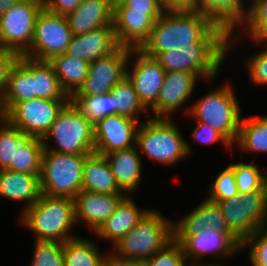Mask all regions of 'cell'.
<instances>
[{
	"instance_id": "d6986e66",
	"label": "cell",
	"mask_w": 267,
	"mask_h": 266,
	"mask_svg": "<svg viewBox=\"0 0 267 266\" xmlns=\"http://www.w3.org/2000/svg\"><path fill=\"white\" fill-rule=\"evenodd\" d=\"M133 197L135 196L127 195L117 206L115 212L94 233L96 239L98 238L97 241L101 239V242L109 243V249L131 231L151 209L150 206L149 208L139 206Z\"/></svg>"
},
{
	"instance_id": "30bf717a",
	"label": "cell",
	"mask_w": 267,
	"mask_h": 266,
	"mask_svg": "<svg viewBox=\"0 0 267 266\" xmlns=\"http://www.w3.org/2000/svg\"><path fill=\"white\" fill-rule=\"evenodd\" d=\"M217 204L227 227L241 242L267 227V190L242 193Z\"/></svg>"
},
{
	"instance_id": "6da1fadb",
	"label": "cell",
	"mask_w": 267,
	"mask_h": 266,
	"mask_svg": "<svg viewBox=\"0 0 267 266\" xmlns=\"http://www.w3.org/2000/svg\"><path fill=\"white\" fill-rule=\"evenodd\" d=\"M229 35L222 26L215 25L199 42L160 53L155 59L166 72L195 73L204 84L224 72L222 67L226 60L229 62Z\"/></svg>"
},
{
	"instance_id": "bcb514c9",
	"label": "cell",
	"mask_w": 267,
	"mask_h": 266,
	"mask_svg": "<svg viewBox=\"0 0 267 266\" xmlns=\"http://www.w3.org/2000/svg\"><path fill=\"white\" fill-rule=\"evenodd\" d=\"M18 57L13 51L0 48V100L8 83L10 69L18 60Z\"/></svg>"
},
{
	"instance_id": "f6af8a7d",
	"label": "cell",
	"mask_w": 267,
	"mask_h": 266,
	"mask_svg": "<svg viewBox=\"0 0 267 266\" xmlns=\"http://www.w3.org/2000/svg\"><path fill=\"white\" fill-rule=\"evenodd\" d=\"M113 11H145L155 20L164 12L159 0H114Z\"/></svg>"
},
{
	"instance_id": "4316f807",
	"label": "cell",
	"mask_w": 267,
	"mask_h": 266,
	"mask_svg": "<svg viewBox=\"0 0 267 266\" xmlns=\"http://www.w3.org/2000/svg\"><path fill=\"white\" fill-rule=\"evenodd\" d=\"M247 2L248 0H193L192 9L199 11L231 34L245 20Z\"/></svg>"
},
{
	"instance_id": "836d02e7",
	"label": "cell",
	"mask_w": 267,
	"mask_h": 266,
	"mask_svg": "<svg viewBox=\"0 0 267 266\" xmlns=\"http://www.w3.org/2000/svg\"><path fill=\"white\" fill-rule=\"evenodd\" d=\"M111 92L113 93V115L126 116L138 122L151 118L149 110L140 101L127 76L119 81L111 89ZM141 115L144 116V119Z\"/></svg>"
},
{
	"instance_id": "3957f363",
	"label": "cell",
	"mask_w": 267,
	"mask_h": 266,
	"mask_svg": "<svg viewBox=\"0 0 267 266\" xmlns=\"http://www.w3.org/2000/svg\"><path fill=\"white\" fill-rule=\"evenodd\" d=\"M215 24L196 10L164 11L142 45L146 55L155 58L168 50L182 49L199 42Z\"/></svg>"
},
{
	"instance_id": "4fadbf2b",
	"label": "cell",
	"mask_w": 267,
	"mask_h": 266,
	"mask_svg": "<svg viewBox=\"0 0 267 266\" xmlns=\"http://www.w3.org/2000/svg\"><path fill=\"white\" fill-rule=\"evenodd\" d=\"M202 82L195 73L166 72L157 102L149 109L151 118L174 119L178 112L187 115L193 100L191 98L198 88L196 86Z\"/></svg>"
},
{
	"instance_id": "7bdbcfd3",
	"label": "cell",
	"mask_w": 267,
	"mask_h": 266,
	"mask_svg": "<svg viewBox=\"0 0 267 266\" xmlns=\"http://www.w3.org/2000/svg\"><path fill=\"white\" fill-rule=\"evenodd\" d=\"M143 266H191L183 254L182 247L174 239L161 251L143 262Z\"/></svg>"
},
{
	"instance_id": "816d5d0a",
	"label": "cell",
	"mask_w": 267,
	"mask_h": 266,
	"mask_svg": "<svg viewBox=\"0 0 267 266\" xmlns=\"http://www.w3.org/2000/svg\"><path fill=\"white\" fill-rule=\"evenodd\" d=\"M214 266H227L226 264H224V265H214ZM233 266V265H232Z\"/></svg>"
},
{
	"instance_id": "8fae6325",
	"label": "cell",
	"mask_w": 267,
	"mask_h": 266,
	"mask_svg": "<svg viewBox=\"0 0 267 266\" xmlns=\"http://www.w3.org/2000/svg\"><path fill=\"white\" fill-rule=\"evenodd\" d=\"M44 0H20L0 18V48L24 56L31 46L38 13Z\"/></svg>"
},
{
	"instance_id": "60d3db41",
	"label": "cell",
	"mask_w": 267,
	"mask_h": 266,
	"mask_svg": "<svg viewBox=\"0 0 267 266\" xmlns=\"http://www.w3.org/2000/svg\"><path fill=\"white\" fill-rule=\"evenodd\" d=\"M241 253L248 254L250 266H267V227L259 229L241 242Z\"/></svg>"
},
{
	"instance_id": "83f0119b",
	"label": "cell",
	"mask_w": 267,
	"mask_h": 266,
	"mask_svg": "<svg viewBox=\"0 0 267 266\" xmlns=\"http://www.w3.org/2000/svg\"><path fill=\"white\" fill-rule=\"evenodd\" d=\"M113 3L114 0H82L76 9L67 15L73 35L113 24Z\"/></svg>"
},
{
	"instance_id": "74e56055",
	"label": "cell",
	"mask_w": 267,
	"mask_h": 266,
	"mask_svg": "<svg viewBox=\"0 0 267 266\" xmlns=\"http://www.w3.org/2000/svg\"><path fill=\"white\" fill-rule=\"evenodd\" d=\"M205 194L204 197L214 203L239 195L234 172L228 165L214 176Z\"/></svg>"
},
{
	"instance_id": "8d00e7d4",
	"label": "cell",
	"mask_w": 267,
	"mask_h": 266,
	"mask_svg": "<svg viewBox=\"0 0 267 266\" xmlns=\"http://www.w3.org/2000/svg\"><path fill=\"white\" fill-rule=\"evenodd\" d=\"M71 103L93 124L113 115V93L95 96H71Z\"/></svg>"
},
{
	"instance_id": "7402d4cb",
	"label": "cell",
	"mask_w": 267,
	"mask_h": 266,
	"mask_svg": "<svg viewBox=\"0 0 267 266\" xmlns=\"http://www.w3.org/2000/svg\"><path fill=\"white\" fill-rule=\"evenodd\" d=\"M156 20L145 11H113V26L119 46L140 49Z\"/></svg>"
},
{
	"instance_id": "7dc6e473",
	"label": "cell",
	"mask_w": 267,
	"mask_h": 266,
	"mask_svg": "<svg viewBox=\"0 0 267 266\" xmlns=\"http://www.w3.org/2000/svg\"><path fill=\"white\" fill-rule=\"evenodd\" d=\"M82 0H44V6L53 13L68 15L76 9Z\"/></svg>"
},
{
	"instance_id": "9c48e42d",
	"label": "cell",
	"mask_w": 267,
	"mask_h": 266,
	"mask_svg": "<svg viewBox=\"0 0 267 266\" xmlns=\"http://www.w3.org/2000/svg\"><path fill=\"white\" fill-rule=\"evenodd\" d=\"M174 239L191 266L224 265V261L241 254V241L233 233H221L213 228L197 230L192 235H174Z\"/></svg>"
},
{
	"instance_id": "ee69618b",
	"label": "cell",
	"mask_w": 267,
	"mask_h": 266,
	"mask_svg": "<svg viewBox=\"0 0 267 266\" xmlns=\"http://www.w3.org/2000/svg\"><path fill=\"white\" fill-rule=\"evenodd\" d=\"M190 126H192L190 128V138L192 139L191 141L194 142V144H204L208 146L219 143L218 145L221 144L224 147V150H227L232 155V159L234 158L233 146L211 126L202 122H192Z\"/></svg>"
},
{
	"instance_id": "44dd1931",
	"label": "cell",
	"mask_w": 267,
	"mask_h": 266,
	"mask_svg": "<svg viewBox=\"0 0 267 266\" xmlns=\"http://www.w3.org/2000/svg\"><path fill=\"white\" fill-rule=\"evenodd\" d=\"M108 161L115 182L126 195H135L143 184V159L137 146L125 150H117L104 155Z\"/></svg>"
},
{
	"instance_id": "cb8c5ba5",
	"label": "cell",
	"mask_w": 267,
	"mask_h": 266,
	"mask_svg": "<svg viewBox=\"0 0 267 266\" xmlns=\"http://www.w3.org/2000/svg\"><path fill=\"white\" fill-rule=\"evenodd\" d=\"M39 175L3 169L0 170V199L22 204L20 215L35 204L41 196Z\"/></svg>"
},
{
	"instance_id": "5bb4252c",
	"label": "cell",
	"mask_w": 267,
	"mask_h": 266,
	"mask_svg": "<svg viewBox=\"0 0 267 266\" xmlns=\"http://www.w3.org/2000/svg\"><path fill=\"white\" fill-rule=\"evenodd\" d=\"M70 100L33 98L17 102L4 117L22 132L43 138Z\"/></svg>"
},
{
	"instance_id": "277c9868",
	"label": "cell",
	"mask_w": 267,
	"mask_h": 266,
	"mask_svg": "<svg viewBox=\"0 0 267 266\" xmlns=\"http://www.w3.org/2000/svg\"><path fill=\"white\" fill-rule=\"evenodd\" d=\"M176 123L169 118H149L140 123L136 146L144 163L148 158L152 163L173 168L194 154L192 144Z\"/></svg>"
},
{
	"instance_id": "4dcf8cb0",
	"label": "cell",
	"mask_w": 267,
	"mask_h": 266,
	"mask_svg": "<svg viewBox=\"0 0 267 266\" xmlns=\"http://www.w3.org/2000/svg\"><path fill=\"white\" fill-rule=\"evenodd\" d=\"M14 171L40 175L44 145L41 138L22 132L16 127Z\"/></svg>"
},
{
	"instance_id": "b9f144b4",
	"label": "cell",
	"mask_w": 267,
	"mask_h": 266,
	"mask_svg": "<svg viewBox=\"0 0 267 266\" xmlns=\"http://www.w3.org/2000/svg\"><path fill=\"white\" fill-rule=\"evenodd\" d=\"M16 149V127L4 116H0V170L14 171Z\"/></svg>"
},
{
	"instance_id": "d590c367",
	"label": "cell",
	"mask_w": 267,
	"mask_h": 266,
	"mask_svg": "<svg viewBox=\"0 0 267 266\" xmlns=\"http://www.w3.org/2000/svg\"><path fill=\"white\" fill-rule=\"evenodd\" d=\"M33 86L36 98L70 100L62 89L59 79L48 61L33 59Z\"/></svg>"
},
{
	"instance_id": "f907efd6",
	"label": "cell",
	"mask_w": 267,
	"mask_h": 266,
	"mask_svg": "<svg viewBox=\"0 0 267 266\" xmlns=\"http://www.w3.org/2000/svg\"><path fill=\"white\" fill-rule=\"evenodd\" d=\"M20 0H0V18L3 14Z\"/></svg>"
},
{
	"instance_id": "c3c4849f",
	"label": "cell",
	"mask_w": 267,
	"mask_h": 266,
	"mask_svg": "<svg viewBox=\"0 0 267 266\" xmlns=\"http://www.w3.org/2000/svg\"><path fill=\"white\" fill-rule=\"evenodd\" d=\"M107 248L106 254L104 256L102 266H143V262L130 260L126 258L119 257L112 250Z\"/></svg>"
},
{
	"instance_id": "484cf974",
	"label": "cell",
	"mask_w": 267,
	"mask_h": 266,
	"mask_svg": "<svg viewBox=\"0 0 267 266\" xmlns=\"http://www.w3.org/2000/svg\"><path fill=\"white\" fill-rule=\"evenodd\" d=\"M36 98L33 86V59L19 56L11 67L5 92L0 100V116L17 102Z\"/></svg>"
},
{
	"instance_id": "8992f818",
	"label": "cell",
	"mask_w": 267,
	"mask_h": 266,
	"mask_svg": "<svg viewBox=\"0 0 267 266\" xmlns=\"http://www.w3.org/2000/svg\"><path fill=\"white\" fill-rule=\"evenodd\" d=\"M151 208L110 250L119 257L145 262L174 240V220Z\"/></svg>"
},
{
	"instance_id": "603a6c76",
	"label": "cell",
	"mask_w": 267,
	"mask_h": 266,
	"mask_svg": "<svg viewBox=\"0 0 267 266\" xmlns=\"http://www.w3.org/2000/svg\"><path fill=\"white\" fill-rule=\"evenodd\" d=\"M212 228L221 233H232L218 204L205 197L191 211L174 220V235H192L197 230Z\"/></svg>"
},
{
	"instance_id": "f35d334b",
	"label": "cell",
	"mask_w": 267,
	"mask_h": 266,
	"mask_svg": "<svg viewBox=\"0 0 267 266\" xmlns=\"http://www.w3.org/2000/svg\"><path fill=\"white\" fill-rule=\"evenodd\" d=\"M33 242L28 266H64L63 243L37 240Z\"/></svg>"
},
{
	"instance_id": "d4e9b609",
	"label": "cell",
	"mask_w": 267,
	"mask_h": 266,
	"mask_svg": "<svg viewBox=\"0 0 267 266\" xmlns=\"http://www.w3.org/2000/svg\"><path fill=\"white\" fill-rule=\"evenodd\" d=\"M267 45V0H248L246 18L239 28L229 35L228 57L232 51H237L241 43ZM241 42V43H240ZM239 46H238V45Z\"/></svg>"
},
{
	"instance_id": "7a4b0ae2",
	"label": "cell",
	"mask_w": 267,
	"mask_h": 266,
	"mask_svg": "<svg viewBox=\"0 0 267 266\" xmlns=\"http://www.w3.org/2000/svg\"><path fill=\"white\" fill-rule=\"evenodd\" d=\"M216 79L205 82L210 91L202 96L197 95V100H192L186 117L194 122H202L219 132L232 146L235 145L240 121L243 115L240 100L234 90V82L224 79L221 85H217ZM217 85V87H215ZM211 88H210V87Z\"/></svg>"
},
{
	"instance_id": "681fc988",
	"label": "cell",
	"mask_w": 267,
	"mask_h": 266,
	"mask_svg": "<svg viewBox=\"0 0 267 266\" xmlns=\"http://www.w3.org/2000/svg\"><path fill=\"white\" fill-rule=\"evenodd\" d=\"M164 11H188L193 8V0H159Z\"/></svg>"
},
{
	"instance_id": "5b68a950",
	"label": "cell",
	"mask_w": 267,
	"mask_h": 266,
	"mask_svg": "<svg viewBox=\"0 0 267 266\" xmlns=\"http://www.w3.org/2000/svg\"><path fill=\"white\" fill-rule=\"evenodd\" d=\"M18 218L19 224L31 231L37 241L64 243L78 236L72 198L41 194L39 200L18 215Z\"/></svg>"
},
{
	"instance_id": "ffe728a7",
	"label": "cell",
	"mask_w": 267,
	"mask_h": 266,
	"mask_svg": "<svg viewBox=\"0 0 267 266\" xmlns=\"http://www.w3.org/2000/svg\"><path fill=\"white\" fill-rule=\"evenodd\" d=\"M118 47L114 26L109 24L84 34L73 35L65 54L91 63Z\"/></svg>"
},
{
	"instance_id": "f546056e",
	"label": "cell",
	"mask_w": 267,
	"mask_h": 266,
	"mask_svg": "<svg viewBox=\"0 0 267 266\" xmlns=\"http://www.w3.org/2000/svg\"><path fill=\"white\" fill-rule=\"evenodd\" d=\"M82 191L102 194H125L117 186L105 156L91 153L83 166Z\"/></svg>"
},
{
	"instance_id": "ab89813d",
	"label": "cell",
	"mask_w": 267,
	"mask_h": 266,
	"mask_svg": "<svg viewBox=\"0 0 267 266\" xmlns=\"http://www.w3.org/2000/svg\"><path fill=\"white\" fill-rule=\"evenodd\" d=\"M254 45L260 49H256L255 54L246 56L248 59H245V63L243 62L242 65L246 68L245 72L248 73L247 78L250 81L248 83H251L252 87L256 86L258 88L260 86L259 88H262L264 86L267 88V45Z\"/></svg>"
},
{
	"instance_id": "ac0fdd59",
	"label": "cell",
	"mask_w": 267,
	"mask_h": 266,
	"mask_svg": "<svg viewBox=\"0 0 267 266\" xmlns=\"http://www.w3.org/2000/svg\"><path fill=\"white\" fill-rule=\"evenodd\" d=\"M126 196V194H102L81 190L74 198L76 225L85 226V229L94 234Z\"/></svg>"
},
{
	"instance_id": "d6a6232c",
	"label": "cell",
	"mask_w": 267,
	"mask_h": 266,
	"mask_svg": "<svg viewBox=\"0 0 267 266\" xmlns=\"http://www.w3.org/2000/svg\"><path fill=\"white\" fill-rule=\"evenodd\" d=\"M84 236L63 243L64 266H102L105 250L100 249L99 241Z\"/></svg>"
},
{
	"instance_id": "7c38bea8",
	"label": "cell",
	"mask_w": 267,
	"mask_h": 266,
	"mask_svg": "<svg viewBox=\"0 0 267 266\" xmlns=\"http://www.w3.org/2000/svg\"><path fill=\"white\" fill-rule=\"evenodd\" d=\"M72 36L67 16L50 12L44 6L36 18L30 50L24 56L49 61L66 52Z\"/></svg>"
},
{
	"instance_id": "e575fe53",
	"label": "cell",
	"mask_w": 267,
	"mask_h": 266,
	"mask_svg": "<svg viewBox=\"0 0 267 266\" xmlns=\"http://www.w3.org/2000/svg\"><path fill=\"white\" fill-rule=\"evenodd\" d=\"M239 158L242 160L227 164L234 172L238 194L267 190V168L260 167L255 160L246 162L241 154Z\"/></svg>"
},
{
	"instance_id": "ba28073f",
	"label": "cell",
	"mask_w": 267,
	"mask_h": 266,
	"mask_svg": "<svg viewBox=\"0 0 267 266\" xmlns=\"http://www.w3.org/2000/svg\"><path fill=\"white\" fill-rule=\"evenodd\" d=\"M89 155L44 150L39 175L41 193L74 199L81 191L83 166Z\"/></svg>"
},
{
	"instance_id": "e0dca14e",
	"label": "cell",
	"mask_w": 267,
	"mask_h": 266,
	"mask_svg": "<svg viewBox=\"0 0 267 266\" xmlns=\"http://www.w3.org/2000/svg\"><path fill=\"white\" fill-rule=\"evenodd\" d=\"M141 122L122 115H109L94 124V153L105 155L136 146Z\"/></svg>"
},
{
	"instance_id": "f1b7e54d",
	"label": "cell",
	"mask_w": 267,
	"mask_h": 266,
	"mask_svg": "<svg viewBox=\"0 0 267 266\" xmlns=\"http://www.w3.org/2000/svg\"><path fill=\"white\" fill-rule=\"evenodd\" d=\"M234 149L245 156L254 154L253 160L258 155H267V115L242 116Z\"/></svg>"
},
{
	"instance_id": "52a82bcc",
	"label": "cell",
	"mask_w": 267,
	"mask_h": 266,
	"mask_svg": "<svg viewBox=\"0 0 267 266\" xmlns=\"http://www.w3.org/2000/svg\"><path fill=\"white\" fill-rule=\"evenodd\" d=\"M44 150L66 154L94 153V124L69 101L42 138Z\"/></svg>"
},
{
	"instance_id": "2e32d148",
	"label": "cell",
	"mask_w": 267,
	"mask_h": 266,
	"mask_svg": "<svg viewBox=\"0 0 267 266\" xmlns=\"http://www.w3.org/2000/svg\"><path fill=\"white\" fill-rule=\"evenodd\" d=\"M165 75L166 71L155 58L140 49L130 48L126 76L148 110L157 102Z\"/></svg>"
},
{
	"instance_id": "9a60e30c",
	"label": "cell",
	"mask_w": 267,
	"mask_h": 266,
	"mask_svg": "<svg viewBox=\"0 0 267 266\" xmlns=\"http://www.w3.org/2000/svg\"><path fill=\"white\" fill-rule=\"evenodd\" d=\"M130 48L119 46L112 53L92 61L83 85L72 96H95L111 92L126 76Z\"/></svg>"
},
{
	"instance_id": "1f68e13d",
	"label": "cell",
	"mask_w": 267,
	"mask_h": 266,
	"mask_svg": "<svg viewBox=\"0 0 267 266\" xmlns=\"http://www.w3.org/2000/svg\"><path fill=\"white\" fill-rule=\"evenodd\" d=\"M59 79L66 94L71 97L83 85L90 63L68 56L65 53L52 57L48 61Z\"/></svg>"
}]
</instances>
